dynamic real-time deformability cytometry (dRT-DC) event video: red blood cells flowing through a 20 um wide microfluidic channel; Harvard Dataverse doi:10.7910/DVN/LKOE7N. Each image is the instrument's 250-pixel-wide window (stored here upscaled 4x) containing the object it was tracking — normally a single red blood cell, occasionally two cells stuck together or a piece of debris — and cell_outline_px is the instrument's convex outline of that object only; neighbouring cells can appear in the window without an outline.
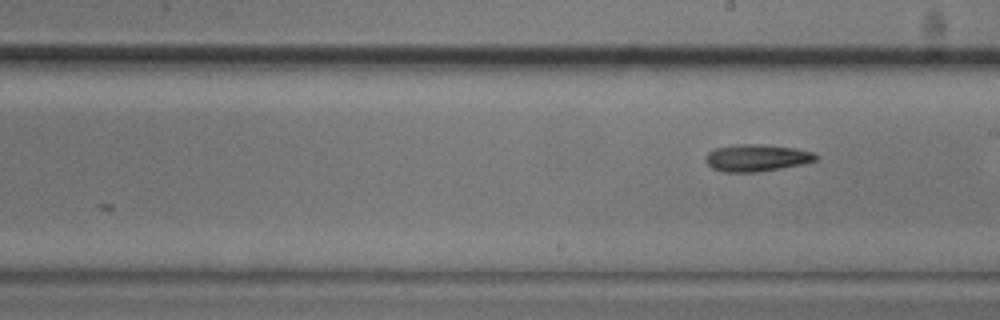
{"species": "common noctule bat (a hibernating species)", "species_latin": "Nyctalus noctula", "temperature_condition": "cold", "stored_images_in_passage": 10, "camera_frame_rate_fps": 3000, "um_per_image_px": 0.085, "animal": {"sex": "male", "body_mass_g": 20.5, "forearm_length_mm": 52.5}, "frame": {"image": 1, "passage_image": 10, "time_ms": 11.667, "image_size_px": [1000, 320], "cell_outline_px": [[820, 156], [816, 160], [804, 164], [760, 172], [724, 172], [712, 168], [704, 160], [704, 156], [708, 152], [716, 148], [736, 144], [760, 144], [796, 148], [812, 152]], "centroid_in_image_um": [64.32, 13.42], "position_along_channel_um": 224.7, "area_um2": 17.57}}